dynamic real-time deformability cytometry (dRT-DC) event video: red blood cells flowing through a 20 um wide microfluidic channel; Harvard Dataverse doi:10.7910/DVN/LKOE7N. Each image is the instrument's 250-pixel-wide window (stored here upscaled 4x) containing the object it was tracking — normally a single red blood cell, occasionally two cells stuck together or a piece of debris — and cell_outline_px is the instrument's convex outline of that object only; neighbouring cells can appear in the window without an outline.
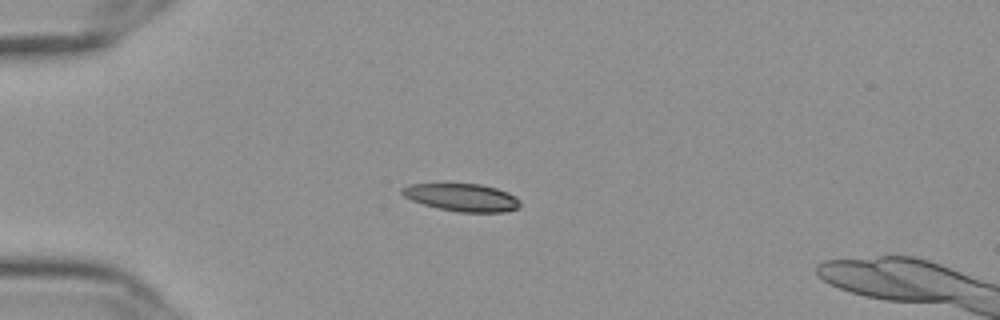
{"species": "Egyptian fruit bat (a non-hibernating species)", "species_latin": "Rousettus aegyptiacus", "temperature_condition": "cold", "stored_images_in_passage": 43, "camera_frame_rate_fps": 3000, "um_per_image_px": 0.085, "frame": {"image": 1, "passage_image": 2, "time_ms": 0.333, "image_size_px": [1000, 320], "cell_outline_px": [[520, 208], [504, 212], [460, 212], [440, 208], [424, 204], [412, 200], [404, 196], [400, 192], [400, 188], [408, 184], [480, 184], [496, 188], [508, 192], [516, 196], [520, 200]], "centroid_in_image_um": [39.3, 16.78], "position_along_channel_um": 45.7, "area_um2": 19.02}}
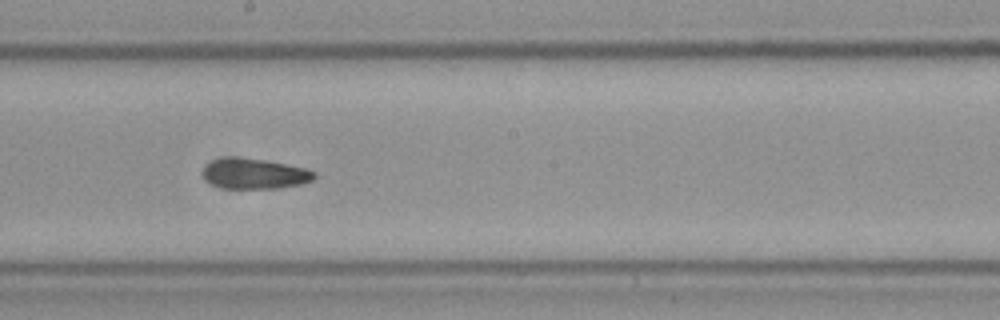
{"frame": {"image": 2, "passage_image": 19, "time_ms": 6.0, "image_size_px": [1000, 320], "cell_outline_px": [[316, 176], [312, 180], [300, 184], [280, 188], [224, 188], [212, 184], [204, 180], [200, 172], [212, 160], [232, 156], [264, 160], [308, 168], [316, 172]], "centroid_in_image_um": [21.62, 14.76], "position_along_channel_um": 226.6, "area_um2": 19.88}}
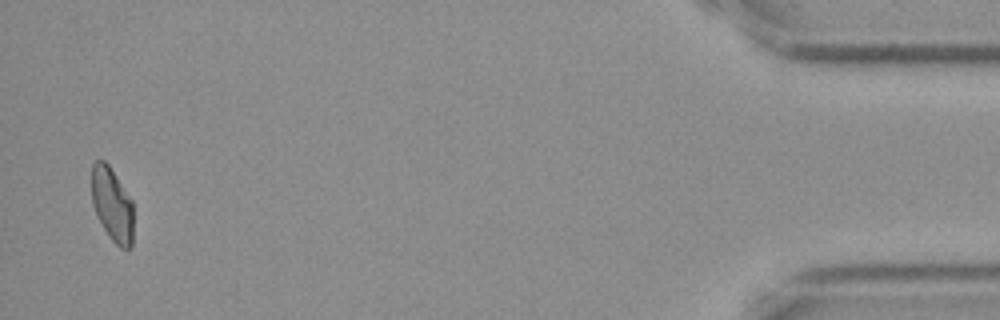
{"frame": {"image": 3, "passage_image": 42, "time_ms": 13.667, "image_size_px": [1000, 320], "cell_outline_px": [[132, 244], [128, 248], [120, 248], [112, 240], [104, 228], [92, 204], [92, 164], [96, 160], [104, 160], [108, 164], [132, 200]], "centroid_in_image_um": [9.53, 17.36], "position_along_channel_um": 425.7, "area_um2": 17.63}, "authors_computed_cell_mechanics": {"area_um2": 18.9006, "velocity_mm_per_s": 3.6296, "shape_relaxation_time_tau1_ms": 8.0946, "shape_relaxation_time_tau2_ms": null, "deformation_change_tau1": 0.2077, "deformation_change_tau2": null}}